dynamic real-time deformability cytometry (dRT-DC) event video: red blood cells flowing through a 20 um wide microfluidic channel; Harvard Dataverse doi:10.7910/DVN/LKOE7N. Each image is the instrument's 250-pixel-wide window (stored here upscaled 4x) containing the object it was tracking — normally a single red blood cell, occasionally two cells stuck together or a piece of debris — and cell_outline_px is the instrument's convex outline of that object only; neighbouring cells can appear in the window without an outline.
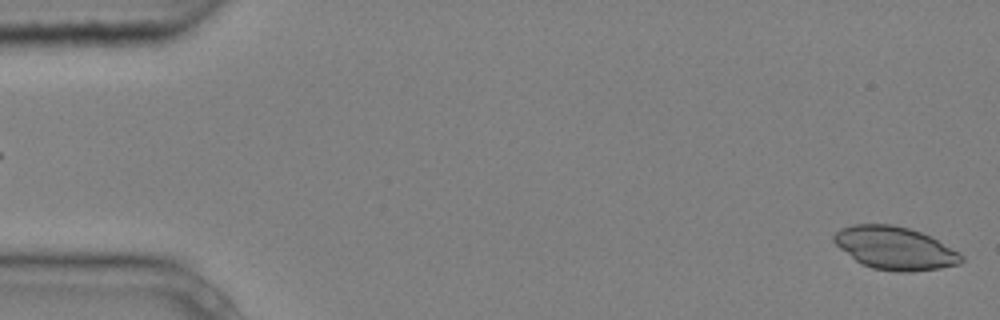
{"species": "common noctule bat (a hibernating species)", "species_latin": "Nyctalus noctula", "temperature_condition": "cold", "stored_images_in_passage": 4, "segment_of_instrument_passage": [2, 2], "camera_frame_rate_fps": 3000, "um_per_image_px": 0.085, "animal": {"sex": "male", "body_mass_g": 20.4}, "frame": {"image": 1, "passage_image": 4, "time_ms": 1.0, "image_size_px": [1000, 320], "cell_outline_px": [[964, 260], [960, 264], [940, 268], [912, 272], [896, 272], [872, 268], [860, 264], [840, 248], [832, 240], [832, 236], [840, 228], [852, 224], [892, 224], [908, 228], [920, 232], [960, 252], [964, 256]], "centroid_in_image_um": [76.05, 21.1], "position_along_channel_um": 8.9, "area_um2": 31.96}}